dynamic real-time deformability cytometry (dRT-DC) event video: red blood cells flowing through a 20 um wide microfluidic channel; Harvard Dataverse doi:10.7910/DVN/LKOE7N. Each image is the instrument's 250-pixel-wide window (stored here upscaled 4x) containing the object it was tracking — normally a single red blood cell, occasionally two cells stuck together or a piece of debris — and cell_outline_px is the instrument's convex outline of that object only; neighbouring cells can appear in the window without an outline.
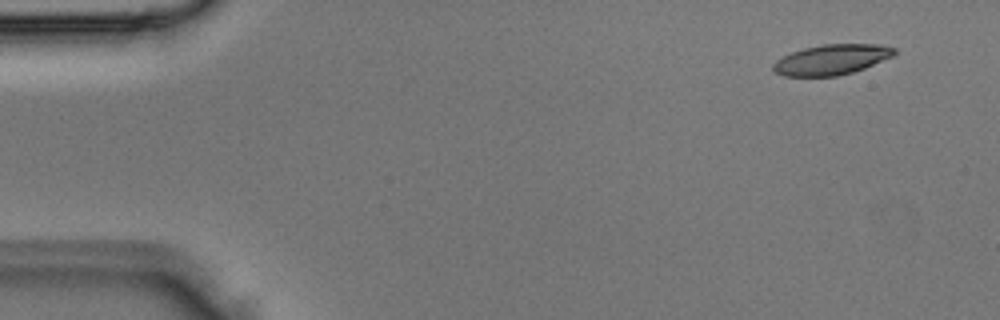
{"species": "Egyptian fruit bat (a non-hibernating species)", "species_latin": "Rousettus aegyptiacus", "temperature_condition": "room temperature", "stored_images_in_passage": 3, "camera_frame_rate_fps": 3000, "um_per_image_px": 0.085, "animal": {"sex": "male"}, "frame": {"image": 1, "passage_image": 1, "time_ms": 0.0, "image_size_px": [1000, 320], "cell_outline_px": [[896, 52], [892, 56], [864, 68], [852, 72], [836, 76], [784, 76], [776, 72], [772, 68], [772, 64], [776, 60], [792, 52], [804, 48], [824, 44], [880, 44], [896, 48]], "centroid_in_image_um": [70.68, 5.06], "position_along_channel_um": 14.3, "area_um2": 21.21}}